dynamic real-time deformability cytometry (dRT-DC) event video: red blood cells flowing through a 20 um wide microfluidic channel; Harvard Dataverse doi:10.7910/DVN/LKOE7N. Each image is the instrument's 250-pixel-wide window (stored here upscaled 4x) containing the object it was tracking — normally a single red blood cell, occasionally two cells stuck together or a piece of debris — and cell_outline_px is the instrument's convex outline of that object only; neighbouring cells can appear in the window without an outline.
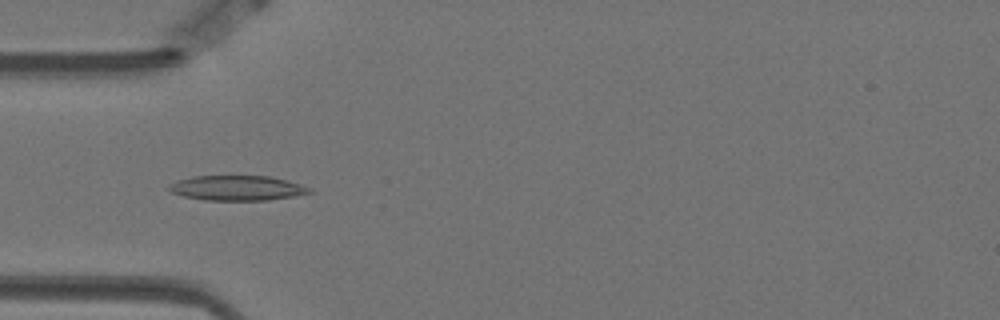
{"species": "Egyptian fruit bat (a non-hibernating species)", "species_latin": "Rousettus aegyptiacus", "temperature_condition": "warm", "stored_images_in_passage": 57, "camera_frame_rate_fps": 3000, "um_per_image_px": 0.085, "animal": {"sex": "female"}, "frame": {"image": 1, "passage_image": 17, "time_ms": 5.333, "image_size_px": [1000, 320], "cell_outline_px": [[312, 192], [292, 196], [268, 200], [204, 200], [184, 196], [172, 192], [168, 188], [168, 184], [176, 180], [192, 176], [268, 176], [300, 184], [312, 188]], "centroid_in_image_um": [20.11, 15.98], "position_along_channel_um": 64.9, "area_um2": 20.29}}
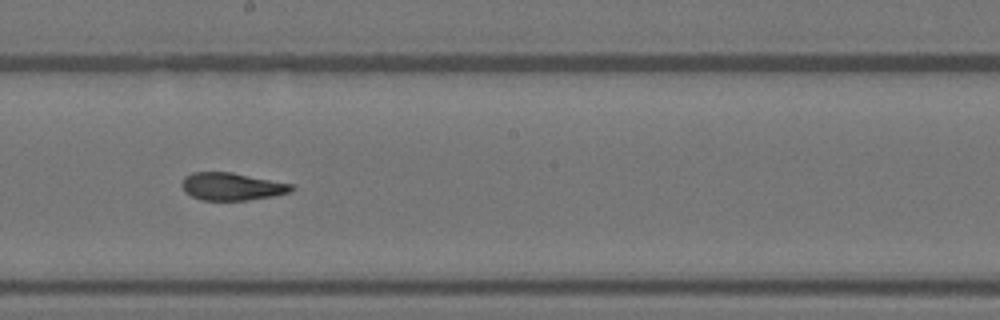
{"frame": {"image": 2, "passage_image": 31, "time_ms": 10.0, "image_size_px": [1000, 320], "cell_outline_px": [[296, 188], [292, 192], [276, 196], [248, 200], [200, 200], [184, 192], [180, 184], [184, 176], [192, 172], [232, 172], [292, 184]], "centroid_in_image_um": [19.71, 15.85], "position_along_channel_um": 228.5, "area_um2": 17.92}}
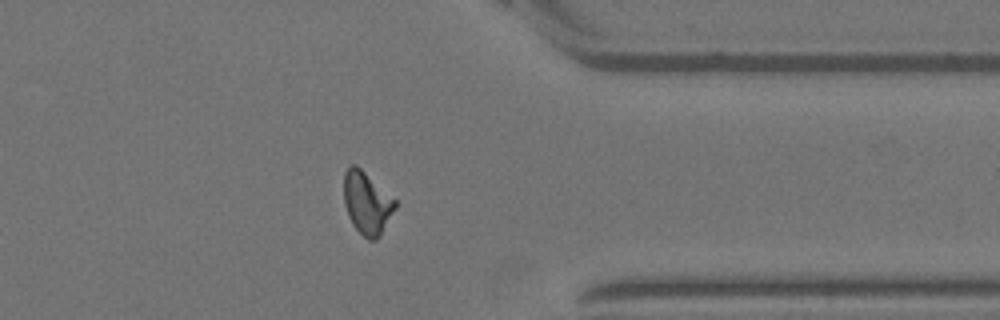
{"frame": {"image": 3, "passage_image": 45, "time_ms": 14.667, "image_size_px": [1000, 320], "cell_outline_px": [[396, 208], [380, 236], [376, 240], [368, 240], [352, 224], [348, 216], [344, 204], [344, 172], [352, 164], [356, 164], [396, 200]], "centroid_in_image_um": [31.18, 17.26], "position_along_channel_um": 380.2, "area_um2": 18.61}, "authors_computed_cell_mechanics": {"area_um2": 18.785, "velocity_mm_per_s": 3.4943, "shape_relaxation_time_tau1_ms": null, "shape_relaxation_time_tau2_ms": 1.7994, "deformation_change_tau1": null, "deformation_change_tau2": 0.0894}}